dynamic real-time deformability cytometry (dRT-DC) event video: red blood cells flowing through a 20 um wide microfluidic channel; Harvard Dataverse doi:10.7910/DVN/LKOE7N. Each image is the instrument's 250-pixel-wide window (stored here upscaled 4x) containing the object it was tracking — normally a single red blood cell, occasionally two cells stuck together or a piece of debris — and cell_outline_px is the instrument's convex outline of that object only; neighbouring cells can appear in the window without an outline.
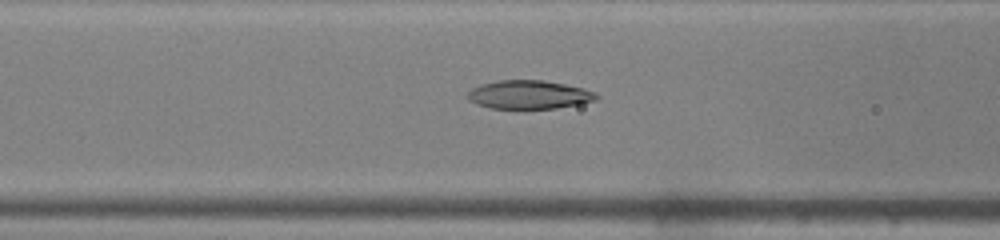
{"species": "common noctule bat (a hibernating species)", "species_latin": "Nyctalus noctula", "temperature_condition": "warm", "stored_images_in_passage": 24, "camera_frame_rate_fps": 3000, "um_per_image_px": 0.085, "animal": {"sex": "male", "body_mass_g": 19.0, "forearm_length_mm": 50.8}, "frame": {"image": 1, "passage_image": 4, "time_ms": 1.0, "image_size_px": [1000, 240], "cell_outline_px": [[600, 96], [596, 100], [580, 104], [556, 108], [492, 108], [476, 104], [468, 100], [468, 92], [472, 88], [484, 84], [500, 80], [544, 80], [584, 88], [596, 92]], "centroid_in_image_um": [45.01, 8.04], "position_along_channel_um": 121.6, "area_um2": 21.33}}
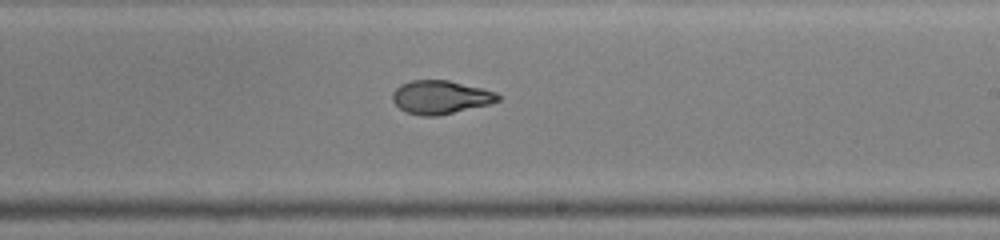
{"frame": {"image": 2, "passage_image": 13, "time_ms": 4.0, "image_size_px": [1000, 240], "cell_outline_px": [[500, 100], [488, 104], [436, 116], [420, 116], [408, 112], [400, 108], [392, 100], [392, 92], [400, 84], [412, 80], [448, 80], [496, 92], [500, 96]], "centroid_in_image_um": [37.41, 8.25], "position_along_channel_um": 251.6, "area_um2": 20.29}}
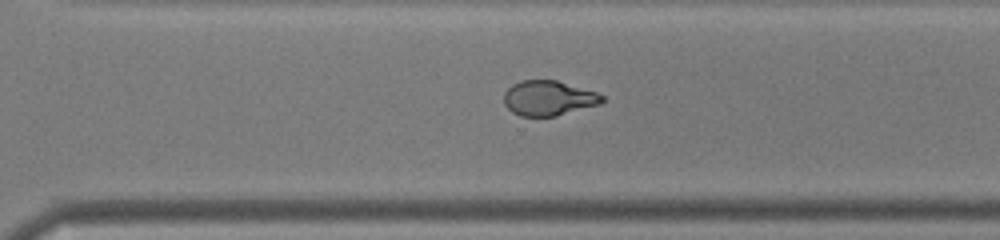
{"frame": {"image": 3, "passage_image": 18, "time_ms": 5.667, "image_size_px": [1000, 240], "cell_outline_px": [[604, 100], [600, 104], [556, 116], [520, 116], [512, 112], [504, 104], [504, 92], [512, 84], [520, 80], [556, 80], [596, 92], [604, 96]], "centroid_in_image_um": [46.61, 8.34], "position_along_channel_um": 324.0, "area_um2": 20.0}}